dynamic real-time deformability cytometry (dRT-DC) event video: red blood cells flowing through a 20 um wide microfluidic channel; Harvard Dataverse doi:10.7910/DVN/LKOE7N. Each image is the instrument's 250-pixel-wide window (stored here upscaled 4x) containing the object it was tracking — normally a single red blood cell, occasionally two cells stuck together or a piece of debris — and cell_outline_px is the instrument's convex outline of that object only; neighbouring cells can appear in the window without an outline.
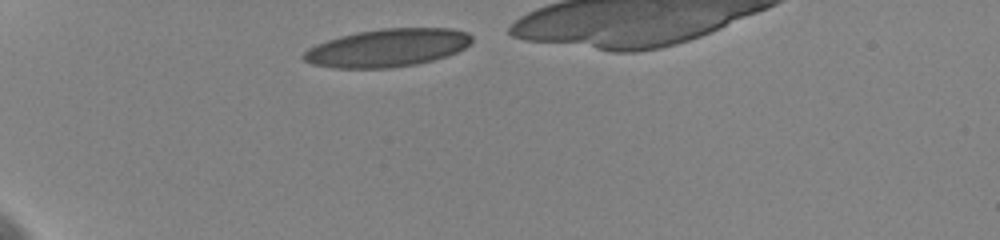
{"species": "human", "species_latin": "Homo sapiens", "temperature_condition": "cold", "stored_images_in_passage": 13, "camera_frame_rate_fps": 3000, "um_per_image_px": 0.085, "donor": {"sex": "female"}, "frame": {"image": 1, "passage_image": 1, "time_ms": 0.0, "image_size_px": [1000, 240], "cell_outline_px": [[472, 40], [464, 48], [456, 52], [432, 60], [416, 64], [392, 68], [332, 68], [312, 64], [304, 60], [300, 56], [308, 48], [316, 44], [340, 36], [356, 32], [380, 28], [452, 28], [468, 32], [472, 36]], "centroid_in_image_um": [32.9, 4.06], "position_along_channel_um": 52.1, "area_um2": 37.28}}
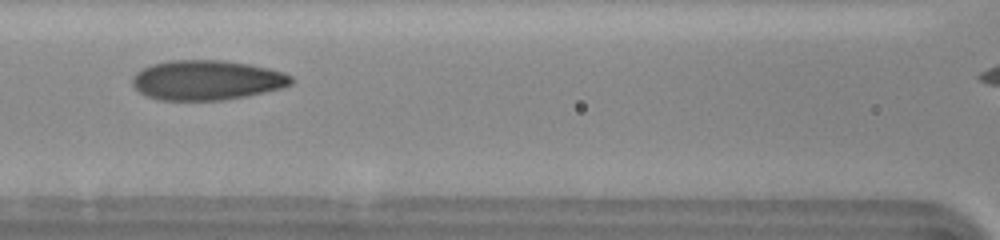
{"frame": {"image": 2, "passage_image": 10, "time_ms": 3.667, "image_size_px": [1000, 240], "cell_outline_px": [[292, 84], [280, 88], [244, 96], [224, 100], [160, 100], [148, 96], [140, 92], [132, 84], [132, 76], [136, 72], [152, 64], [168, 60], [224, 60], [248, 64], [268, 68], [284, 72], [292, 76]], "centroid_in_image_um": [17.56, 6.8], "position_along_channel_um": 149.0, "area_um2": 36.7}}